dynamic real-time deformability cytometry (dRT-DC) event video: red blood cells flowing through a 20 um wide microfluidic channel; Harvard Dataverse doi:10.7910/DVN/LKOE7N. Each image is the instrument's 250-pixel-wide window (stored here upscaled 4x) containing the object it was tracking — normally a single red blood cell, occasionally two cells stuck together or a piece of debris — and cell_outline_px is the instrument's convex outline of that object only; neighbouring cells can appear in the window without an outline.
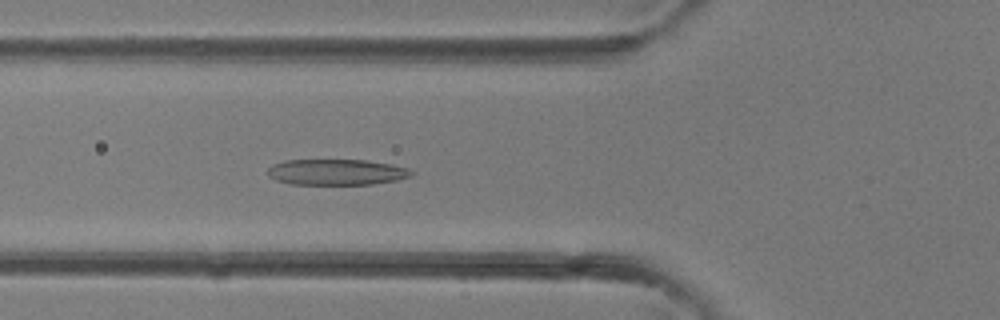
{"species": "common noctule bat (a hibernating species)", "species_latin": "Nyctalus noctula", "temperature_condition": "room temperature", "stored_images_in_passage": 40, "camera_frame_rate_fps": 3000, "um_per_image_px": 0.085, "animal": {"sex": "female"}, "frame": {"image": 1, "passage_image": 14, "time_ms": 4.333, "image_size_px": [1000, 320], "cell_outline_px": [[416, 172], [412, 176], [396, 180], [372, 184], [292, 184], [276, 180], [268, 176], [268, 168], [272, 164], [284, 160], [368, 160], [392, 164], [408, 168]], "centroid_in_image_um": [28.63, 14.62], "position_along_channel_um": 97.2, "area_um2": 21.79}}
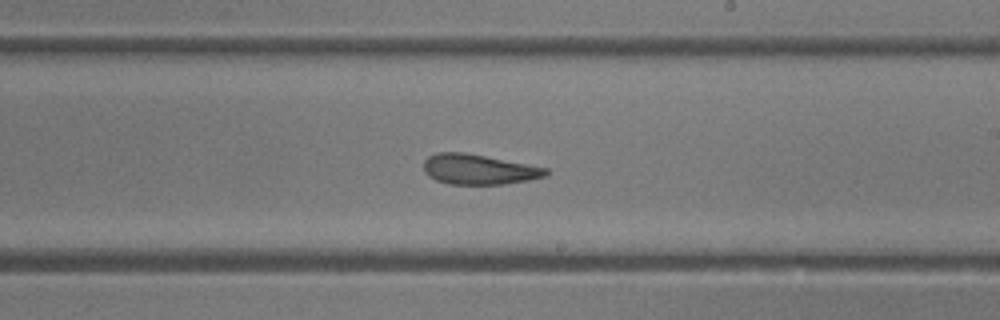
{"frame": {"image": 2, "passage_image": 23, "time_ms": 7.333, "image_size_px": [1000, 320], "cell_outline_px": [[548, 176], [528, 180], [504, 184], [448, 184], [436, 180], [428, 176], [424, 172], [424, 160], [428, 156], [436, 152], [464, 152], [548, 168]], "centroid_in_image_um": [40.67, 14.4], "position_along_channel_um": 248.3, "area_um2": 21.5}}
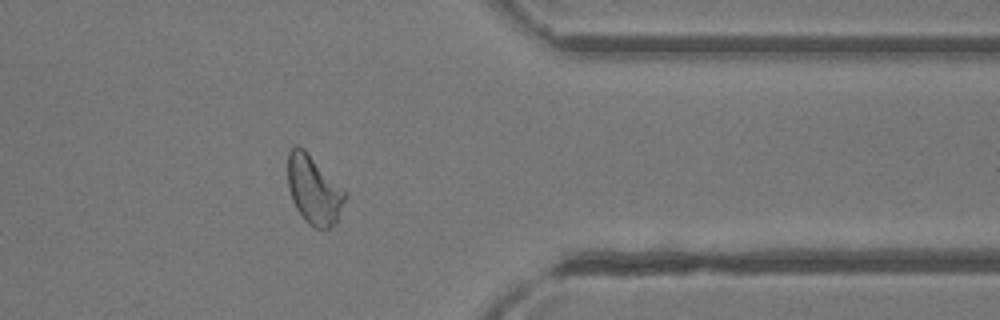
{"frame": {"image": 3, "passage_image": 32, "time_ms": 10.333, "image_size_px": [1000, 320], "cell_outline_px": [[348, 196], [336, 220], [328, 228], [312, 228], [304, 220], [296, 208], [292, 200], [288, 188], [288, 152], [296, 144], [304, 148], [348, 192]], "centroid_in_image_um": [26.68, 16.12], "position_along_channel_um": 384.7, "area_um2": 23.12}}